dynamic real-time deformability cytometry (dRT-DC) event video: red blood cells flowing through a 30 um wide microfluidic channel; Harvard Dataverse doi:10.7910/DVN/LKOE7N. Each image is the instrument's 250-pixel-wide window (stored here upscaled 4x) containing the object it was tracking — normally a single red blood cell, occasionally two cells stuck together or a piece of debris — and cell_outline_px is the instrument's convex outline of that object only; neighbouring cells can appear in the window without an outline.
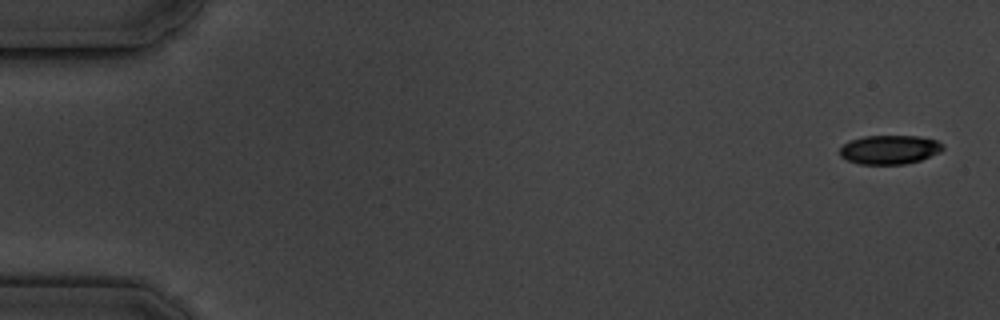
{"species": "common noctule bat (a hibernating species)", "species_latin": "Nyctalus noctula", "temperature_condition": "cold", "stored_images_in_passage": 5, "camera_frame_rate_fps": 3000, "um_per_image_px": 0.085, "animal": {"sex": "male", "body_mass_g": 19.5, "forearm_length_mm": 54.6}, "frame": {"image": 1, "passage_image": 1, "time_ms": 0.0, "image_size_px": [1000, 320], "cell_outline_px": [[944, 148], [940, 152], [920, 160], [904, 164], [860, 164], [848, 160], [840, 156], [840, 148], [848, 140], [864, 136], [920, 136], [936, 140], [944, 144]], "centroid_in_image_um": [75.62, 12.71], "position_along_channel_um": 9.4, "area_um2": 17.46}}
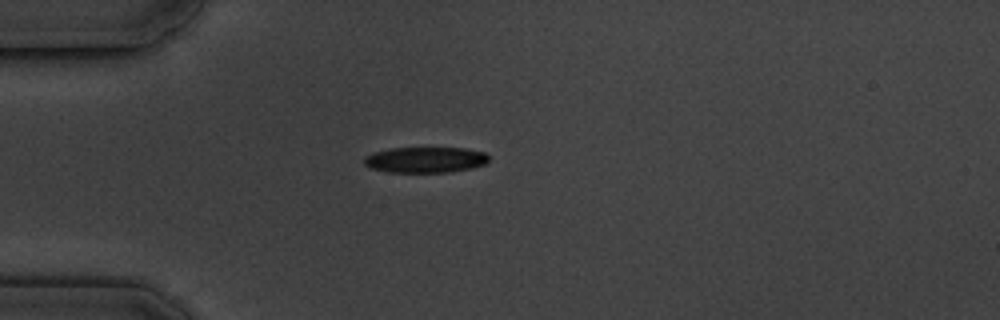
{"frame": {"image": 2, "passage_image": 5, "time_ms": 4.667, "image_size_px": [1000, 320], "cell_outline_px": [[488, 160], [484, 164], [472, 168], [448, 172], [388, 172], [372, 168], [364, 164], [364, 156], [372, 152], [388, 148], [464, 148], [484, 152], [488, 156]], "centroid_in_image_um": [36.12, 13.57], "position_along_channel_um": 48.9, "area_um2": 18.73}}